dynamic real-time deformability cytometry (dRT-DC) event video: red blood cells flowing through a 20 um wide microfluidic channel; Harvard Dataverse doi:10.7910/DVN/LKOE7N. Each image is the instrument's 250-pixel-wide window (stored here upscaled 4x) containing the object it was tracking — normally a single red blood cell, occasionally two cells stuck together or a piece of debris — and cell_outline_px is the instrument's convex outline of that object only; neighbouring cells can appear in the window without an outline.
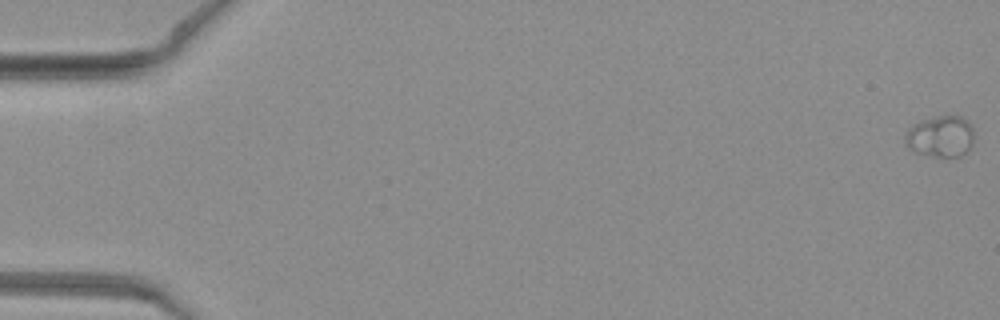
{"species": "common noctule bat (a hibernating species)", "species_latin": "Nyctalus noctula", "temperature_condition": "warm", "stored_images_in_passage": 51, "camera_frame_rate_fps": 3000, "um_per_image_px": 0.085, "animal": {"sex": "female", "body_mass_g": 19.3, "forearm_length_mm": 54.1}, "frame": {"image": 1, "passage_image": 1, "time_ms": 0.0, "image_size_px": [1000, 320], "cell_outline_px": [[972, 144], [960, 156], [936, 156], [916, 152], [908, 148], [908, 128], [912, 124], [948, 112], [964, 116], [972, 124]], "centroid_in_image_um": [80.0, 11.52], "position_along_channel_um": 5.0, "area_um2": 16.53}}
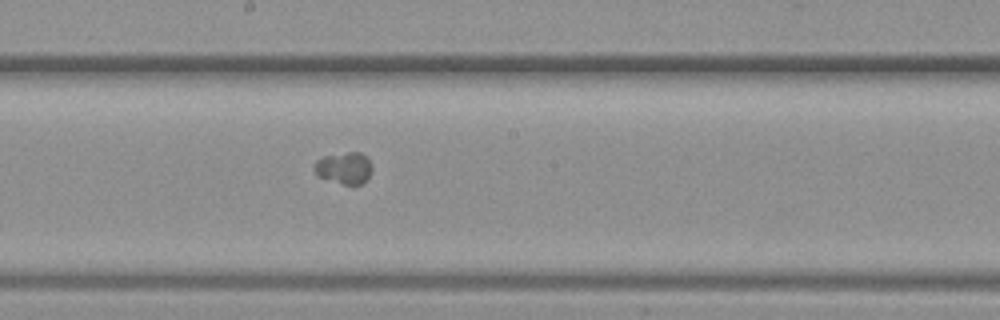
{"frame": {"image": 2, "passage_image": 29, "time_ms": 9.333, "image_size_px": [1000, 320], "cell_outline_px": [[372, 172], [368, 180], [364, 184], [344, 184], [316, 176], [312, 168], [316, 160], [324, 156], [348, 152], [360, 152], [368, 156], [372, 164]], "centroid_in_image_um": [29.28, 14.28], "position_along_channel_um": 218.9, "area_um2": 11.04}}
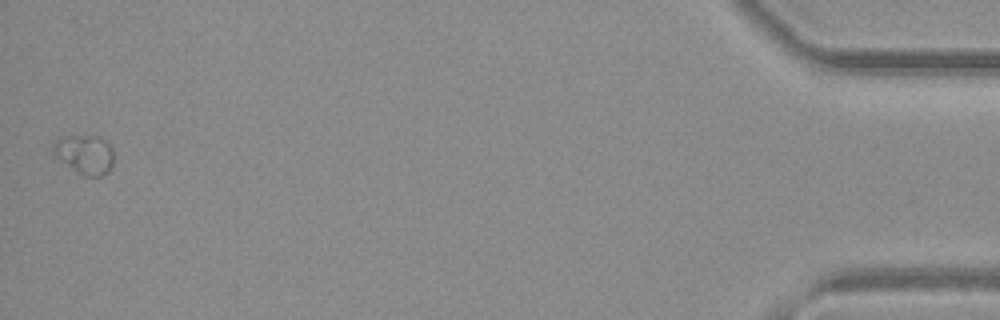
{"frame": {"image": 3, "passage_image": 51, "time_ms": 16.667, "image_size_px": [1000, 320], "cell_outline_px": [[112, 168], [108, 172], [100, 176], [84, 176], [52, 156], [52, 144], [60, 136], [100, 136], [108, 140], [112, 148]], "centroid_in_image_um": [7.18, 13.1], "position_along_channel_um": 428.0, "area_um2": 14.16}}